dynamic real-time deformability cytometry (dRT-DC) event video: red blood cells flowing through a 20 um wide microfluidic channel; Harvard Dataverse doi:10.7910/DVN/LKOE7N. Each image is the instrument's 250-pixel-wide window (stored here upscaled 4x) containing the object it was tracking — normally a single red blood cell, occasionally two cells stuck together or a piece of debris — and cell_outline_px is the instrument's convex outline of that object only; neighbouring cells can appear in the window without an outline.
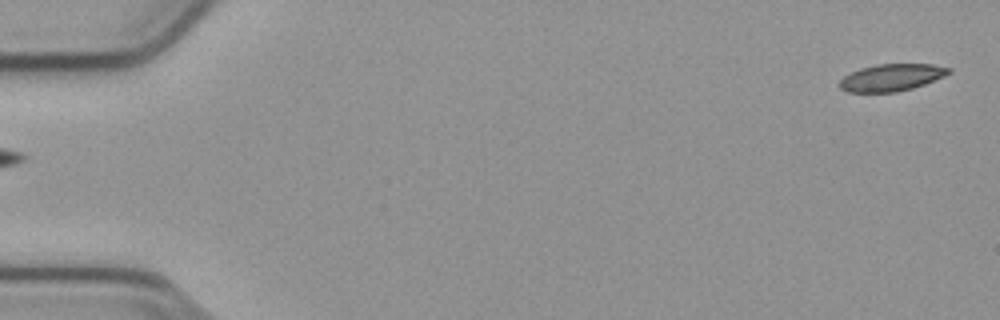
{"species": "common noctule bat (a hibernating species)", "species_latin": "Nyctalus noctula", "temperature_condition": "cold", "stored_images_in_passage": 54, "camera_frame_rate_fps": 3000, "um_per_image_px": 0.085, "animal": {"sex": "male", "body_mass_g": 23.1, "forearm_length_mm": 52.7}, "frame": {"image": 1, "passage_image": 1, "time_ms": 0.0, "image_size_px": [1000, 320], "cell_outline_px": [[952, 72], [944, 76], [924, 84], [912, 88], [896, 92], [848, 92], [840, 88], [836, 84], [844, 76], [860, 68], [876, 64], [932, 64], [952, 68]], "centroid_in_image_um": [75.77, 6.58], "position_along_channel_um": 9.2, "area_um2": 17.28}}
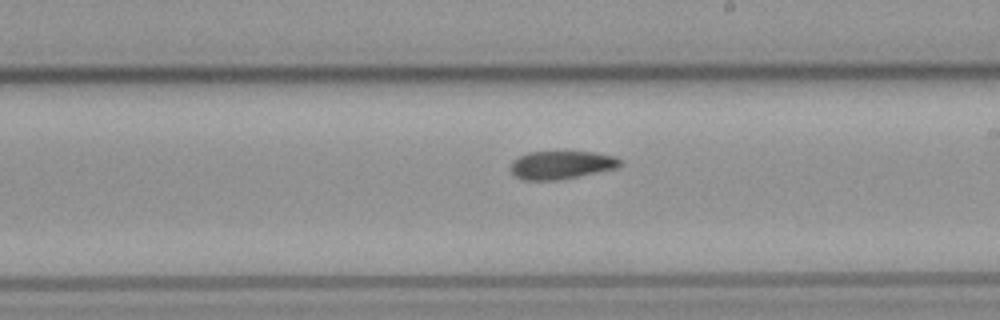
{"frame": {"image": 2, "passage_image": 31, "time_ms": 10.0, "image_size_px": [1000, 320], "cell_outline_px": [[624, 164], [620, 168], [556, 180], [524, 180], [512, 176], [508, 168], [512, 160], [528, 152], [592, 152], [616, 156]], "centroid_in_image_um": [47.69, 14.03], "position_along_channel_um": 241.3, "area_um2": 18.26}}
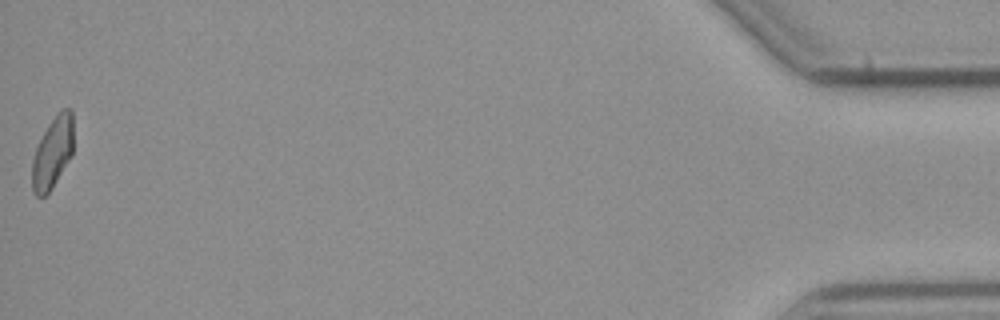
{"frame": {"image": 3, "passage_image": 54, "time_ms": 17.667, "image_size_px": [1000, 320], "cell_outline_px": [[72, 156], [52, 188], [44, 196], [36, 196], [32, 192], [32, 160], [36, 148], [48, 124], [60, 108], [72, 108]], "centroid_in_image_um": [4.47, 12.96], "position_along_channel_um": 430.7, "area_um2": 17.22}, "authors_computed_cell_mechanics": {"area_um2": 18.3804, "velocity_mm_per_s": 3.7953, "shape_relaxation_time_tau1_ms": null, "shape_relaxation_time_tau2_ms": 5.7993, "deformation_change_tau1": null, "deformation_change_tau2": 0.1216}}